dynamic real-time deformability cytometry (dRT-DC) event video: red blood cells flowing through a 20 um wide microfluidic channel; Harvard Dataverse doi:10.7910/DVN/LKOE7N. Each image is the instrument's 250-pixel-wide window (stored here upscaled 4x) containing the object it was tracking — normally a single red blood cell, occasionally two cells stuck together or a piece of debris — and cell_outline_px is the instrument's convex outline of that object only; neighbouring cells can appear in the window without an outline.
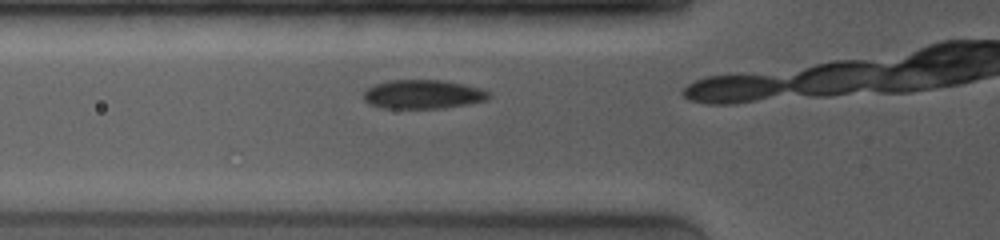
{"species": "common noctule bat (a hibernating species)", "species_latin": "Nyctalus noctula", "temperature_condition": "room temperature", "stored_images_in_passage": 4, "camera_frame_rate_fps": 4000, "um_per_image_px": 0.085, "animal": {"sex": "female", "body_mass_g": 19.0, "forearm_length_mm": 53.3}, "frame": {"image": 1, "passage_image": 3, "time_ms": 0.75, "image_size_px": [1000, 240], "cell_outline_px": [[492, 96], [488, 100], [440, 108], [380, 108], [368, 104], [364, 100], [364, 92], [368, 88], [376, 84], [392, 80], [440, 80], [464, 84], [480, 88], [492, 92]], "centroid_in_image_um": [35.97, 8.02], "position_along_channel_um": 89.8, "area_um2": 21.1}}